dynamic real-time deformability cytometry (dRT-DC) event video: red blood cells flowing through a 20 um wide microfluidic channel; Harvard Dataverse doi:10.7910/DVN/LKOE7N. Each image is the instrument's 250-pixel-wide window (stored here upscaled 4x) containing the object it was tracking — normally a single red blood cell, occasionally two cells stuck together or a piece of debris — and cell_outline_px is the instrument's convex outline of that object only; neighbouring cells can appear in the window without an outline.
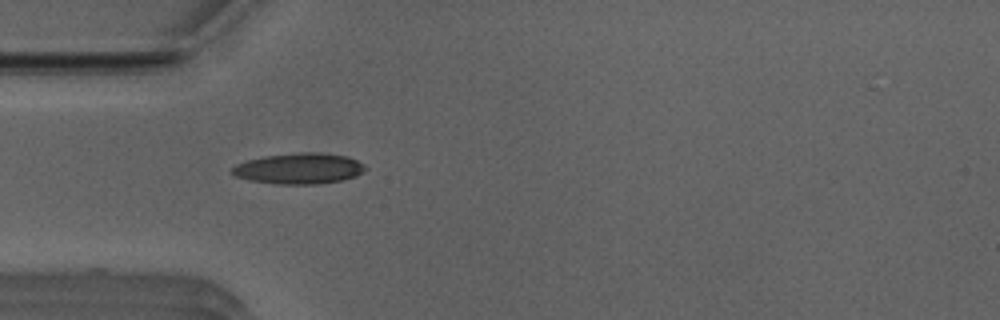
{"species": "Egyptian fruit bat (a non-hibernating species)", "species_latin": "Rousettus aegyptiacus", "temperature_condition": "room temperature", "stored_images_in_passage": 38, "camera_frame_rate_fps": 3000, "um_per_image_px": 0.085, "animal": {"sex": "male"}, "frame": {"image": 1, "passage_image": 1, "time_ms": 0.0, "image_size_px": [1000, 320], "cell_outline_px": [[368, 168], [364, 172], [356, 176], [344, 180], [316, 184], [276, 184], [248, 180], [236, 176], [232, 172], [232, 168], [236, 164], [248, 160], [264, 156], [300, 152], [320, 152], [348, 156], [364, 164]], "centroid_in_image_um": [25.47, 14.32], "position_along_channel_um": 59.5, "area_um2": 24.1}}
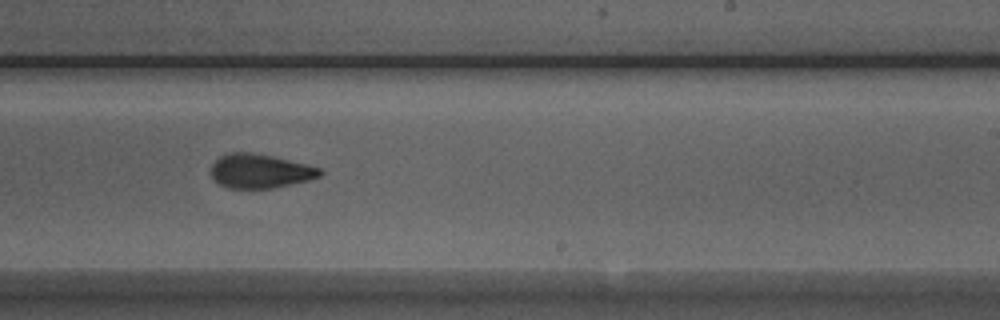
{"frame": {"image": 2, "passage_image": 17, "time_ms": 5.333, "image_size_px": [1000, 320], "cell_outline_px": [[324, 172], [320, 176], [308, 180], [272, 188], [228, 188], [220, 184], [212, 176], [212, 164], [220, 156], [228, 152], [248, 152], [272, 156], [320, 168]], "centroid_in_image_um": [22.09, 14.54], "position_along_channel_um": 266.9, "area_um2": 21.33}}
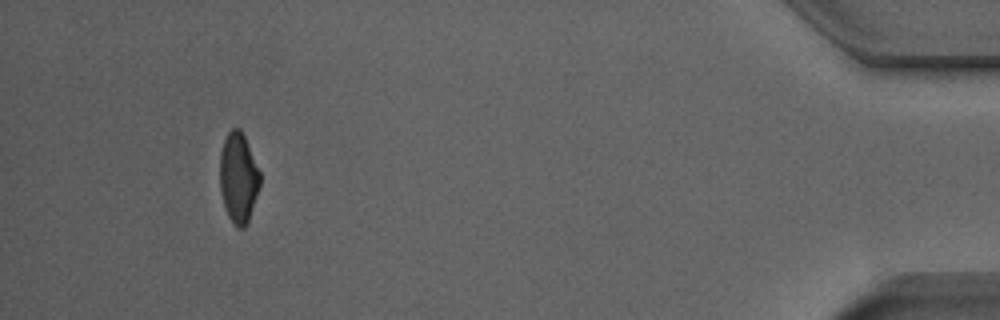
{"frame": {"image": 3, "passage_image": 34, "time_ms": 11.0, "image_size_px": [1000, 320], "cell_outline_px": [[260, 184], [248, 220], [244, 228], [236, 228], [228, 216], [220, 192], [220, 152], [224, 140], [228, 132], [232, 128], [240, 128], [244, 136], [260, 172]], "centroid_in_image_um": [20.25, 15.1], "position_along_channel_um": 415.0, "area_um2": 20.87}, "authors_computed_cell_mechanics": {"area_um2": 22.0507, "velocity_mm_per_s": 3.9148, "shape_relaxation_time_tau1_ms": 5.5132, "shape_relaxation_time_tau2_ms": 1.7827, "deformation_change_tau1": 0.1765, "deformation_change_tau2": 0.0876}}